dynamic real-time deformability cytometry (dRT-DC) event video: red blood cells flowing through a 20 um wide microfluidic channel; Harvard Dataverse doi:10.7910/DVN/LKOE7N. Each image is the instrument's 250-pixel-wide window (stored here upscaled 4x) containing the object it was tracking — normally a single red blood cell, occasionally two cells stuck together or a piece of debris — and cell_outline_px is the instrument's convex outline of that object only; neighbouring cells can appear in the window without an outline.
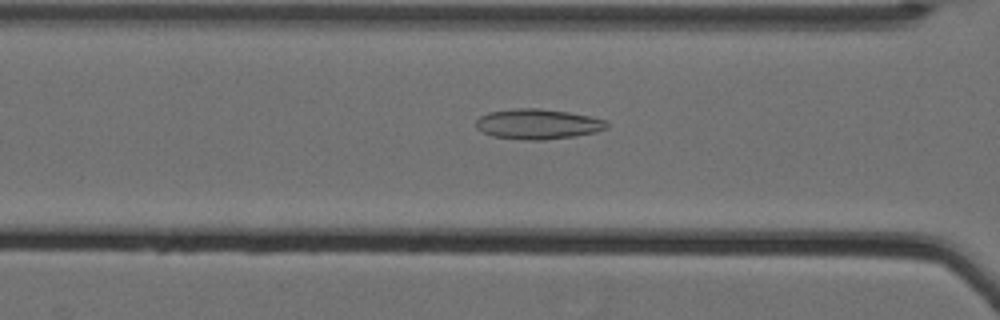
{"species": "Egyptian fruit bat (a non-hibernating species)", "species_latin": "Rousettus aegyptiacus", "temperature_condition": "cold", "stored_images_in_passage": 51, "camera_frame_rate_fps": 3000, "um_per_image_px": 0.085, "animal": {"sex": "female"}, "frame": {"image": 1, "passage_image": 19, "time_ms": 6.0, "image_size_px": [1000, 320], "cell_outline_px": [[608, 128], [596, 132], [576, 136], [544, 140], [524, 140], [492, 136], [476, 128], [476, 120], [480, 116], [488, 112], [516, 108], [540, 108], [568, 112], [608, 120]], "centroid_in_image_um": [45.73, 10.55], "position_along_channel_um": 120.9, "area_um2": 23.18}}
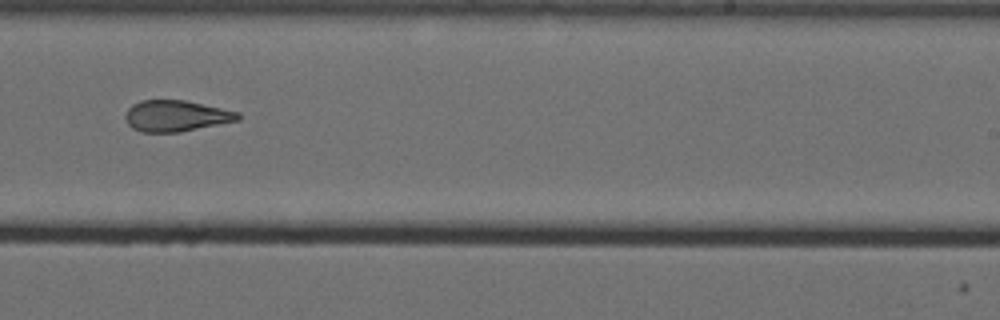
{"frame": {"image": 2, "passage_image": 32, "time_ms": 10.333, "image_size_px": [1000, 320], "cell_outline_px": [[240, 120], [180, 132], [140, 132], [132, 128], [128, 124], [124, 116], [128, 108], [132, 104], [140, 100], [184, 100], [240, 112]], "centroid_in_image_um": [14.95, 9.85], "position_along_channel_um": 274.1, "area_um2": 20.52}}
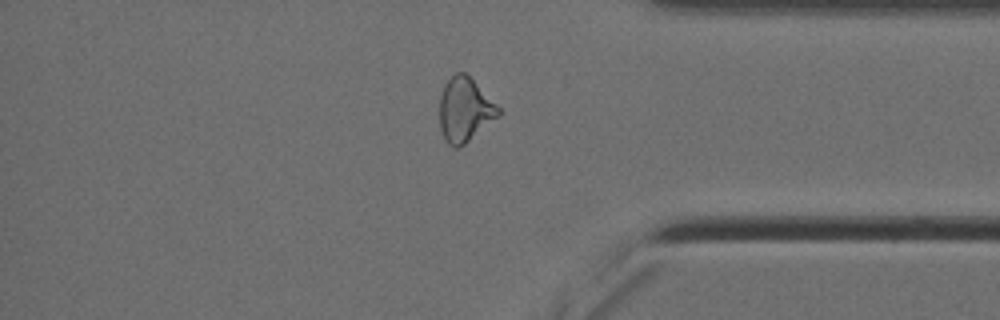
{"frame": {"image": 3, "passage_image": 43, "time_ms": 14.0, "image_size_px": [1000, 320], "cell_outline_px": [[500, 116], [464, 144], [456, 148], [452, 148], [448, 144], [440, 128], [440, 96], [444, 84], [456, 72], [464, 72], [500, 108]], "centroid_in_image_um": [39.5, 9.35], "position_along_channel_um": 395.7, "area_um2": 21.68}, "authors_computed_cell_mechanics": {"area_um2": 22.0796, "velocity_mm_per_s": 3.5288, "shape_relaxation_time_tau1_ms": null, "shape_relaxation_time_tau2_ms": 3.3427, "deformation_change_tau1": null, "deformation_change_tau2": 0.1263}}